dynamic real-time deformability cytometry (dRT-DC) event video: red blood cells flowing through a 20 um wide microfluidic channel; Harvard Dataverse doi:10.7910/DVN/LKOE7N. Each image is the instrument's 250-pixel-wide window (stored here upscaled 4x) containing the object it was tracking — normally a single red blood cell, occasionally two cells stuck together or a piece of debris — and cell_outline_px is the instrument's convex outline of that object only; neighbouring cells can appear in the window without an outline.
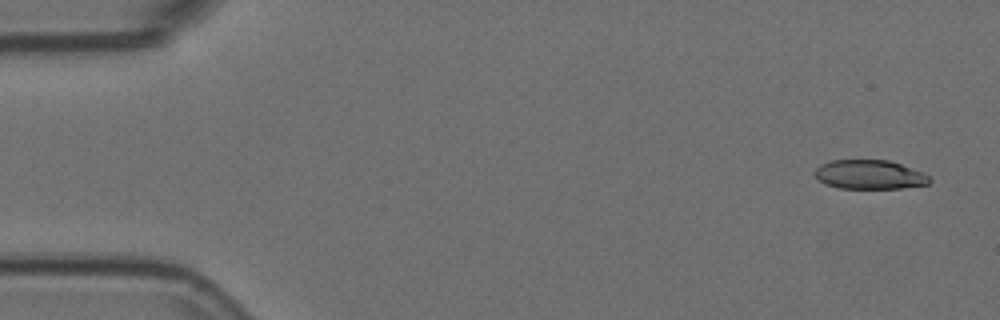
{"species": "Egyptian fruit bat (a non-hibernating species)", "species_latin": "Rousettus aegyptiacus", "temperature_condition": "room temperature", "stored_images_in_passage": 8, "camera_frame_rate_fps": 3000, "um_per_image_px": 0.085, "animal": {"sex": "female"}, "frame": {"image": 1, "passage_image": 1, "time_ms": 0.0, "image_size_px": [1000, 320], "cell_outline_px": [[932, 180], [928, 184], [900, 188], [840, 188], [824, 184], [812, 172], [820, 164], [832, 160], [888, 160], [924, 172]], "centroid_in_image_um": [73.9, 14.84], "position_along_channel_um": 11.1, "area_um2": 19.48}}
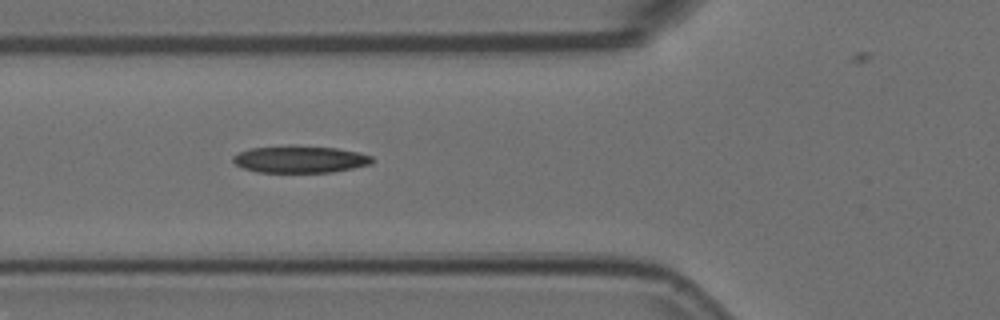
{"frame": {"image": 2, "passage_image": 6, "time_ms": 1.667, "image_size_px": [1000, 320], "cell_outline_px": [[372, 164], [332, 172], [256, 172], [244, 168], [236, 164], [232, 160], [232, 156], [248, 148], [292, 144], [336, 148], [360, 152], [372, 156]], "centroid_in_image_um": [25.48, 13.52], "position_along_channel_um": 100.3, "area_um2": 22.25}}
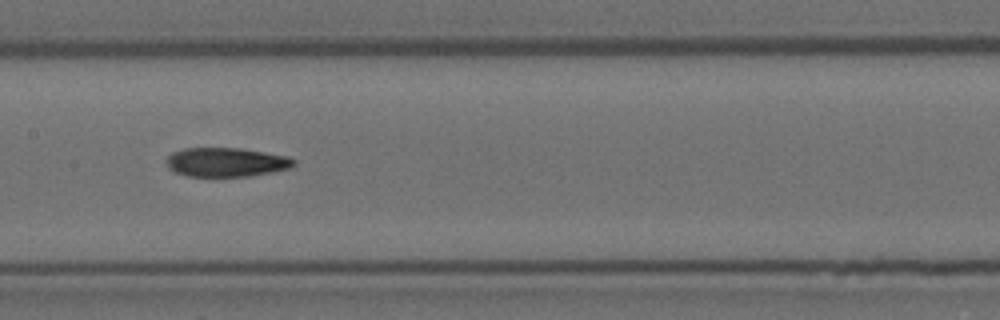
{"frame": {"image": 3, "passage_image": 8, "time_ms": 2.333, "image_size_px": [1000, 320], "cell_outline_px": [[296, 164], [288, 168], [272, 172], [248, 176], [188, 176], [176, 172], [168, 168], [168, 156], [172, 152], [184, 148], [240, 148], [288, 156], [296, 160]], "centroid_in_image_um": [19.25, 13.78], "position_along_channel_um": 188.2, "area_um2": 21.44}}